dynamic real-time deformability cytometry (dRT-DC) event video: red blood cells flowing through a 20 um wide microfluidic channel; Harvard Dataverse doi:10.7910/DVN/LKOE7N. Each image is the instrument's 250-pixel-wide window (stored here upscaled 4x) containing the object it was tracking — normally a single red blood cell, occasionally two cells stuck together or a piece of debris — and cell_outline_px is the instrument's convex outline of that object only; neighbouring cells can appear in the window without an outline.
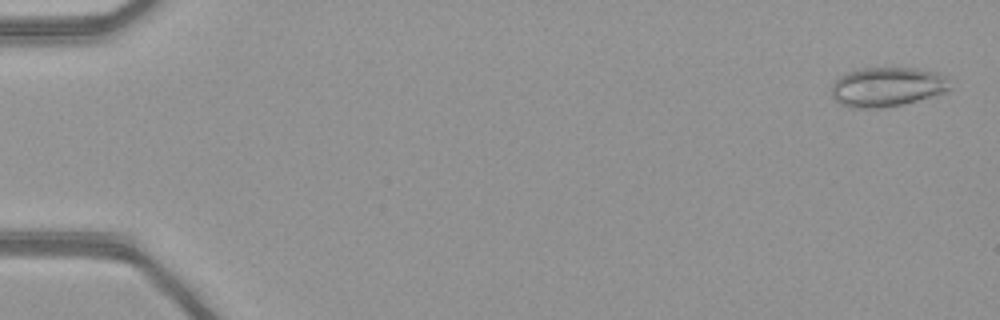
{"species": "common noctule bat (a hibernating species)", "species_latin": "Nyctalus noctula", "temperature_condition": "warm", "stored_images_in_passage": 51, "camera_frame_rate_fps": 3000, "um_per_image_px": 0.085, "animal": {"sex": "female", "body_mass_g": 21.9}, "frame": {"image": 1, "passage_image": 2, "time_ms": 0.333, "image_size_px": [1000, 320], "cell_outline_px": [[952, 88], [948, 92], [900, 104], [880, 108], [852, 108], [840, 104], [832, 96], [832, 84], [840, 76], [848, 72], [860, 68], [916, 68], [936, 72], [948, 76]], "centroid_in_image_um": [75.44, 7.38], "position_along_channel_um": 9.6, "area_um2": 27.34}}
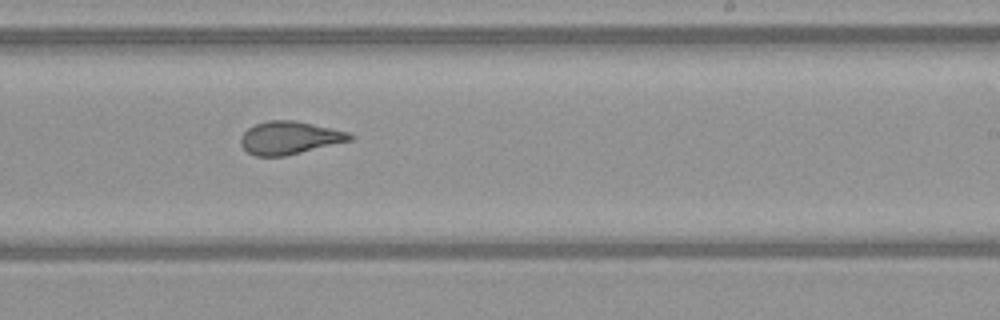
{"frame": {"image": 2, "passage_image": 32, "time_ms": 10.333, "image_size_px": [1000, 320], "cell_outline_px": [[356, 136], [352, 140], [284, 156], [256, 156], [248, 152], [240, 144], [240, 136], [248, 128], [256, 124], [268, 120], [292, 120], [352, 132]], "centroid_in_image_um": [24.63, 11.71], "position_along_channel_um": 264.4, "area_um2": 20.92}}
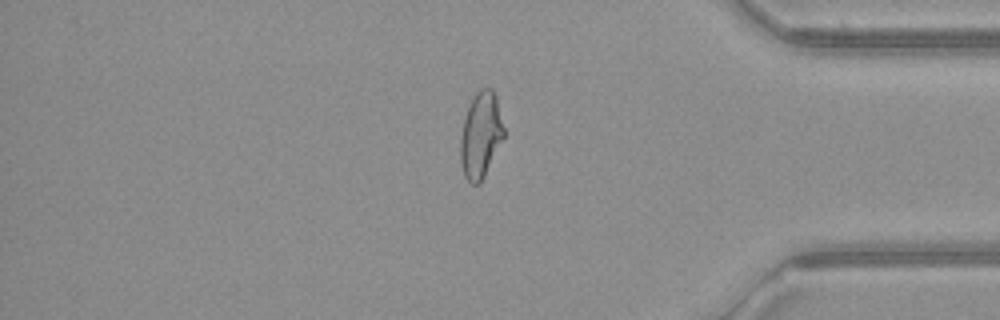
{"frame": {"image": 3, "passage_image": 43, "time_ms": 14.0, "image_size_px": [1000, 320], "cell_outline_px": [[504, 136], [480, 184], [472, 184], [464, 176], [460, 164], [460, 136], [468, 104], [476, 92], [480, 88], [492, 88], [496, 96], [504, 128]], "centroid_in_image_um": [40.84, 11.47], "position_along_channel_um": 394.4, "area_um2": 21.73}, "authors_computed_cell_mechanics": {"area_um2": 23.1778, "velocity_mm_per_s": 4.1604, "shape_relaxation_time_tau1_ms": null, "shape_relaxation_time_tau2_ms": 1.0252, "deformation_change_tau1": null, "deformation_change_tau2": 0.0884}}